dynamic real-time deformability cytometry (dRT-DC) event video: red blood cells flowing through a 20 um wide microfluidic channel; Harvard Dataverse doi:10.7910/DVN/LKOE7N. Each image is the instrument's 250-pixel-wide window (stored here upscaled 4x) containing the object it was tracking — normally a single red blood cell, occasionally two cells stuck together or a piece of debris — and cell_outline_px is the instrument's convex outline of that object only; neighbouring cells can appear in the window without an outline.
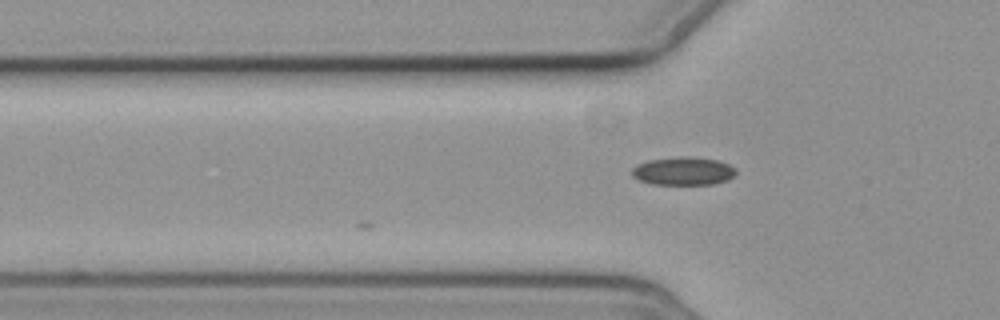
{"species": "common noctule bat (a hibernating species)", "species_latin": "Nyctalus noctula", "temperature_condition": "cold", "stored_images_in_passage": 4, "camera_frame_rate_fps": 3000, "um_per_image_px": 0.085, "animal": {"sex": "female", "body_mass_g": 19.3, "forearm_length_mm": 54.1}, "frame": {"image": 1, "passage_image": 2, "time_ms": 1.0, "image_size_px": [1000, 320], "cell_outline_px": [[736, 172], [728, 180], [712, 184], [652, 184], [640, 180], [632, 176], [632, 168], [648, 160], [680, 156], [688, 156], [716, 160], [728, 164], [736, 168]], "centroid_in_image_um": [58.08, 14.54], "position_along_channel_um": 67.7, "area_um2": 16.94}}
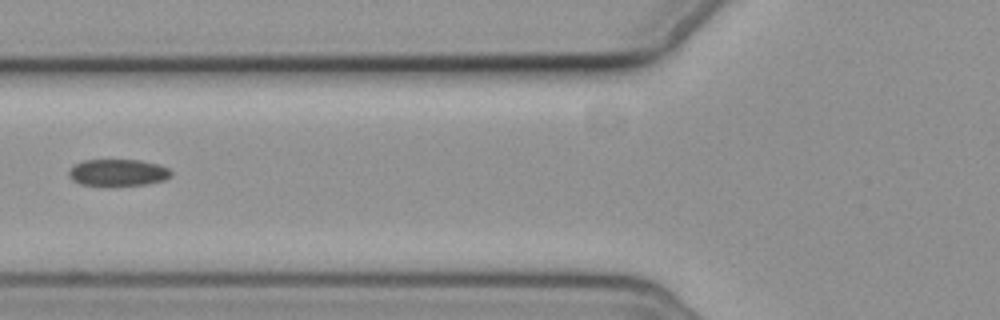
{"frame": {"image": 2, "passage_image": 3, "time_ms": 2.333, "image_size_px": [1000, 320], "cell_outline_px": [[172, 176], [164, 180], [144, 184], [104, 188], [80, 184], [72, 180], [68, 176], [68, 172], [76, 164], [84, 160], [140, 160], [156, 164], [168, 168], [172, 172]], "centroid_in_image_um": [9.99, 14.71], "position_along_channel_um": 115.8, "area_um2": 16.42}}
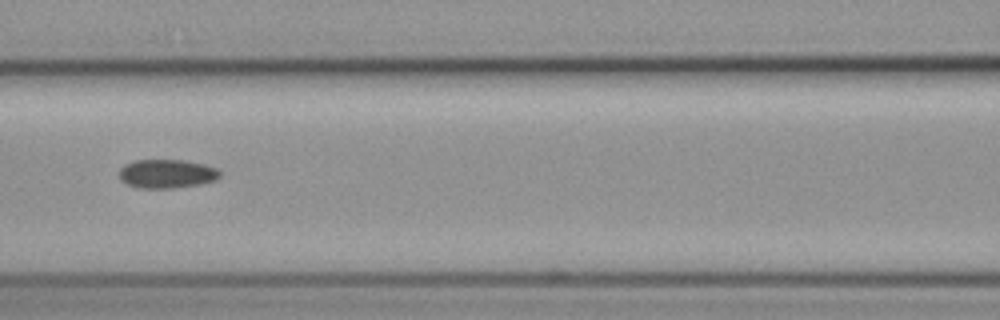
{"frame": {"image": 3, "passage_image": 4, "time_ms": 3.333, "image_size_px": [1000, 320], "cell_outline_px": [[220, 176], [216, 180], [200, 184], [172, 188], [136, 188], [120, 180], [120, 168], [124, 164], [132, 160], [184, 160], [204, 164], [216, 168], [220, 172]], "centroid_in_image_um": [14.16, 14.76], "position_along_channel_um": 152.4, "area_um2": 16.99}}